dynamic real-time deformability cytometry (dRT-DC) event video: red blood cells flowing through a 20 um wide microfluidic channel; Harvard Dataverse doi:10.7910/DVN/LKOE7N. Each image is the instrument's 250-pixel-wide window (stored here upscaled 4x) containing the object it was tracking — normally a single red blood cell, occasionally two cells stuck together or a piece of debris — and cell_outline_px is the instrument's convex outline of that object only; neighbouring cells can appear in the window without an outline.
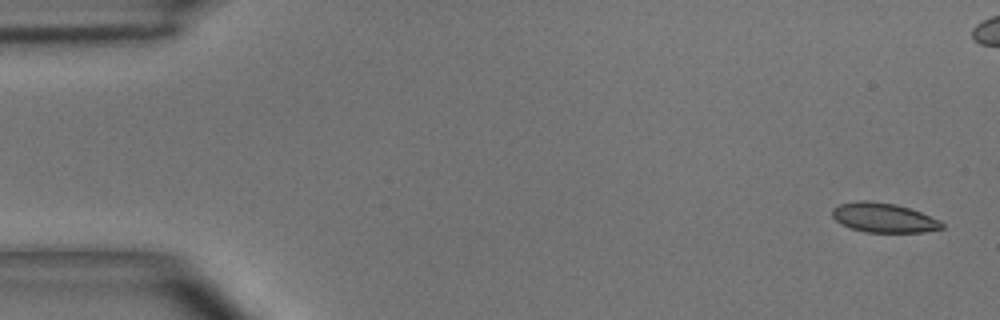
{"species": "common noctule bat (a hibernating species)", "species_latin": "Nyctalus noctula", "temperature_condition": "room temperature", "stored_images_in_passage": 9, "camera_frame_rate_fps": 3000, "um_per_image_px": 0.085, "animal": {"sex": "male", "body_mass_g": 15.6}, "frame": {"image": 1, "passage_image": 1, "time_ms": 0.0, "image_size_px": [1000, 320], "cell_outline_px": [[944, 228], [924, 232], [864, 232], [840, 224], [832, 216], [832, 208], [840, 204], [856, 200], [872, 200], [896, 204], [920, 212], [940, 220], [944, 224]], "centroid_in_image_um": [75.09, 18.5], "position_along_channel_um": 9.9, "area_um2": 18.96}}
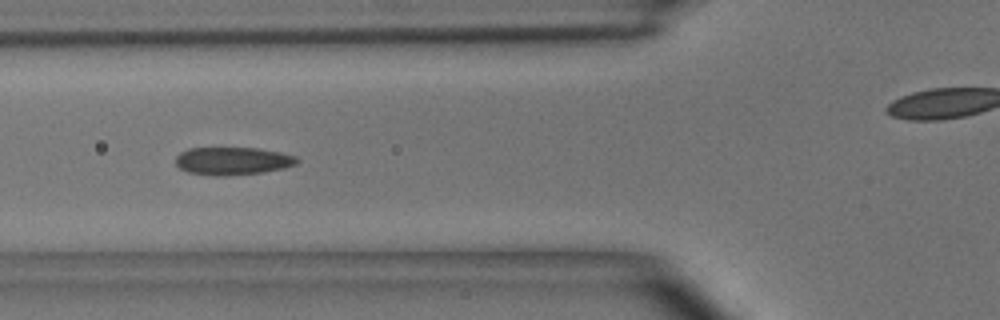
{"frame": {"image": 2, "passage_image": 6, "time_ms": 5.667, "image_size_px": [1000, 320], "cell_outline_px": [[300, 160], [296, 164], [284, 168], [264, 172], [228, 176], [216, 176], [188, 172], [180, 168], [176, 164], [176, 156], [180, 152], [188, 148], [256, 148], [280, 152], [296, 156]], "centroid_in_image_um": [19.78, 13.68], "position_along_channel_um": 106.0, "area_um2": 19.77}}